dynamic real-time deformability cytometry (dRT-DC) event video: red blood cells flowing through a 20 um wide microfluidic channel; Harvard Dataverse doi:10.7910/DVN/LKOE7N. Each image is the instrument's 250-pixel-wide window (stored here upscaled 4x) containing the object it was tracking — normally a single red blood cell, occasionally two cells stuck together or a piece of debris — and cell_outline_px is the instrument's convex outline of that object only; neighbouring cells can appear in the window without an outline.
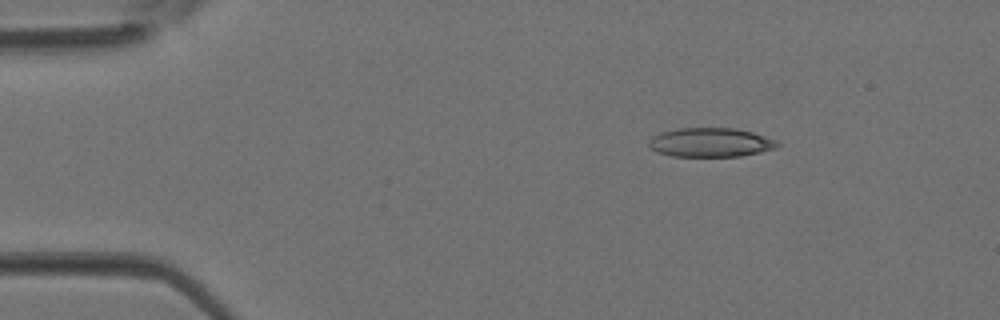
{"species": "Egyptian fruit bat (a non-hibernating species)", "species_latin": "Rousettus aegyptiacus", "temperature_condition": "room temperature", "stored_images_in_passage": 3, "camera_frame_rate_fps": 3000, "um_per_image_px": 0.085, "animal": {"sex": "female"}, "frame": {"image": 1, "passage_image": 1, "time_ms": 0.0, "image_size_px": [1000, 320], "cell_outline_px": [[780, 144], [776, 148], [760, 152], [740, 156], [672, 156], [656, 152], [648, 148], [648, 140], [652, 136], [676, 128], [736, 128], [752, 132], [776, 140]], "centroid_in_image_um": [60.36, 12.11], "position_along_channel_um": 24.6, "area_um2": 21.85}}
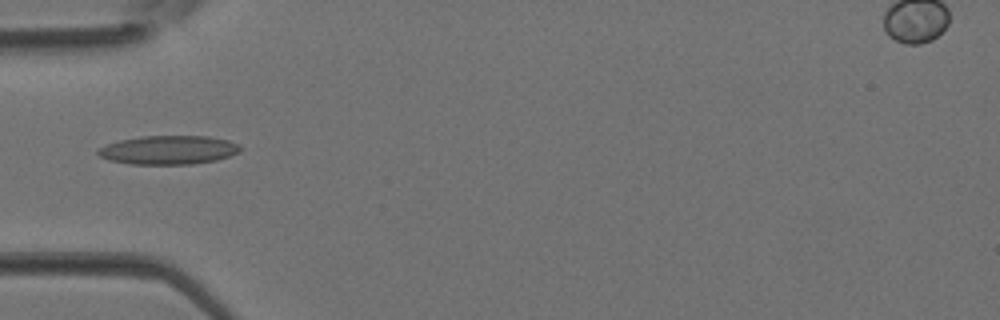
{"frame": {"image": 2, "passage_image": 3, "time_ms": 0.667, "image_size_px": [1000, 320], "cell_outline_px": [[240, 152], [216, 160], [192, 164], [132, 164], [108, 160], [100, 156], [96, 152], [96, 148], [104, 144], [120, 140], [144, 136], [208, 136], [228, 140], [240, 144]], "centroid_in_image_um": [14.29, 12.74], "position_along_channel_um": 70.7, "area_um2": 23.99}}